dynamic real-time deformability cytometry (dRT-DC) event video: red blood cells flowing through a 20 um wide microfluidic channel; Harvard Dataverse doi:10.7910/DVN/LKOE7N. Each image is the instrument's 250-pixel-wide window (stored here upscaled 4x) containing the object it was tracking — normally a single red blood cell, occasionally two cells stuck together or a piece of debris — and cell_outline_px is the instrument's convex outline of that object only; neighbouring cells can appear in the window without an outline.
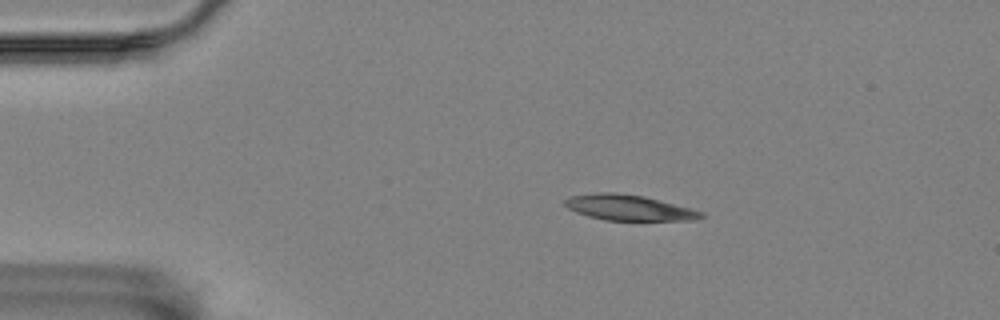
{"species": "Egyptian fruit bat (a non-hibernating species)", "species_latin": "Rousettus aegyptiacus", "temperature_condition": "room temperature", "stored_images_in_passage": 9, "camera_frame_rate_fps": 3000, "um_per_image_px": 0.085, "animal": {"sex": "female"}, "frame": {"image": 1, "passage_image": 2, "time_ms": 2.0, "image_size_px": [1000, 320], "cell_outline_px": [[708, 216], [696, 220], [604, 220], [588, 216], [576, 212], [568, 208], [564, 204], [564, 200], [568, 196], [596, 192], [616, 192], [644, 196], [704, 212]], "centroid_in_image_um": [53.44, 17.64], "position_along_channel_um": 31.6, "area_um2": 20.4}}
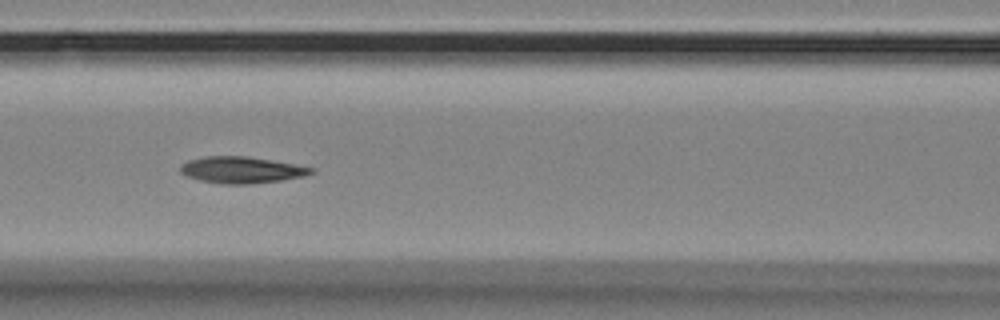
{"frame": {"image": 2, "passage_image": 6, "time_ms": 6.667, "image_size_px": [1000, 320], "cell_outline_px": [[316, 172], [304, 176], [280, 180], [248, 184], [224, 184], [200, 180], [188, 176], [180, 172], [180, 164], [188, 160], [204, 156], [248, 156], [292, 164], [312, 168]], "centroid_in_image_um": [20.49, 14.44], "position_along_channel_um": 146.1, "area_um2": 20.0}}
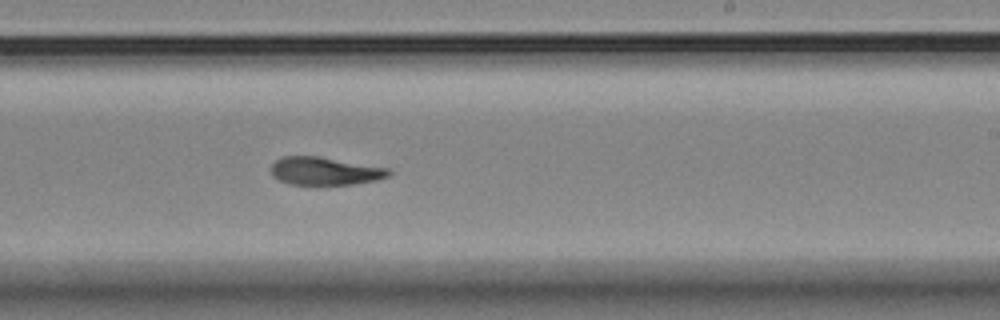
{"frame": {"image": 3, "passage_image": 9, "time_ms": 10.0, "image_size_px": [1000, 320], "cell_outline_px": [[392, 172], [388, 176], [376, 180], [352, 184], [316, 188], [312, 188], [288, 184], [272, 176], [272, 164], [276, 160], [284, 156], [316, 156], [388, 168]], "centroid_in_image_um": [27.57, 14.6], "position_along_channel_um": 261.4, "area_um2": 19.83}}